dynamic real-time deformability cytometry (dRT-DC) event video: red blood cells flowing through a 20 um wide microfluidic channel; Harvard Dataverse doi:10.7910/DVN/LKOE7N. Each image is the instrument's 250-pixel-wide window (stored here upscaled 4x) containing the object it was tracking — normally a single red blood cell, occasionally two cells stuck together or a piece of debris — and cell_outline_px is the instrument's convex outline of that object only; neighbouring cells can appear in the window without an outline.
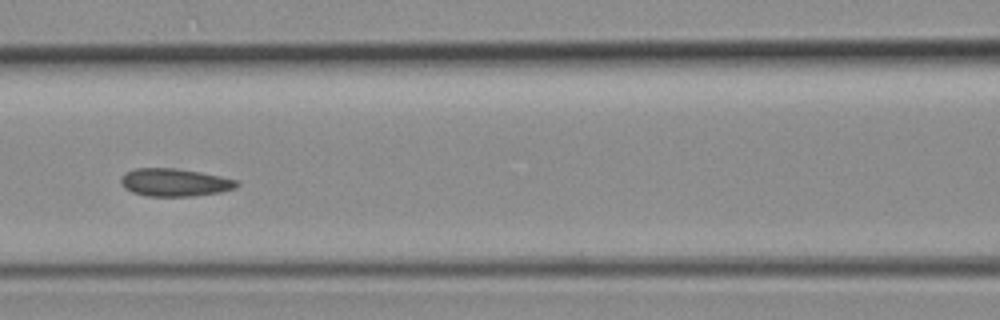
{"species": "common noctule bat (a hibernating species)", "species_latin": "Nyctalus noctula", "temperature_condition": "room temperature", "stored_images_in_passage": 30, "camera_frame_rate_fps": 3000, "um_per_image_px": 0.085, "animal": {"sex": "female", "body_mass_g": 19.3, "forearm_length_mm": 54.1}, "frame": {"image": 1, "passage_image": 13, "time_ms": 4.0, "image_size_px": [1000, 320], "cell_outline_px": [[240, 184], [236, 188], [220, 192], [192, 196], [148, 196], [132, 192], [124, 188], [120, 184], [120, 176], [124, 172], [136, 168], [176, 168], [200, 172], [240, 180]], "centroid_in_image_um": [14.84, 15.5], "position_along_channel_um": 151.8, "area_um2": 19.02}}
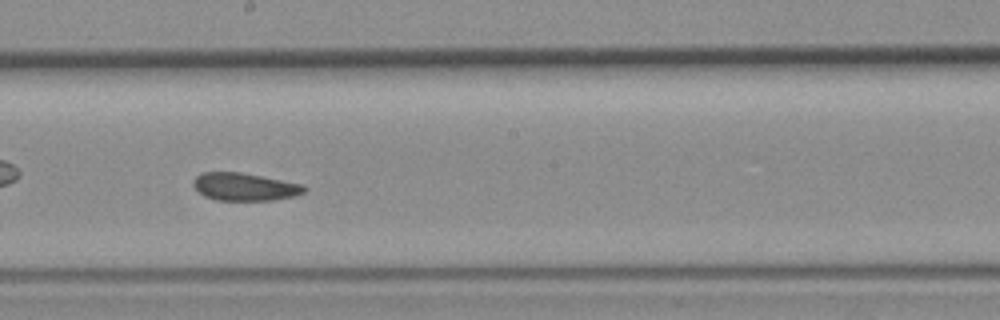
{"frame": {"image": 2, "passage_image": 18, "time_ms": 5.667, "image_size_px": [1000, 320], "cell_outline_px": [[308, 188], [304, 192], [296, 196], [272, 200], [216, 200], [204, 196], [192, 184], [192, 180], [200, 172], [240, 172], [304, 184]], "centroid_in_image_um": [20.81, 15.87], "position_along_channel_um": 227.4, "area_um2": 18.03}}
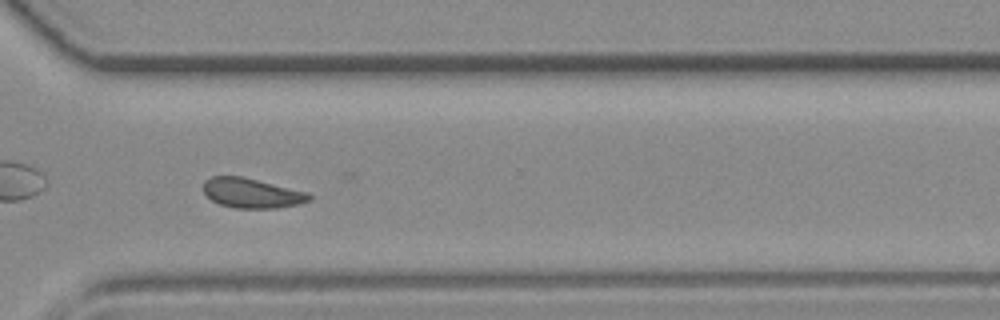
{"frame": {"image": 3, "passage_image": 26, "time_ms": 8.333, "image_size_px": [1000, 320], "cell_outline_px": [[312, 200], [300, 204], [276, 208], [236, 208], [220, 204], [212, 200], [204, 192], [204, 180], [212, 176], [240, 176], [308, 192], [312, 196]], "centroid_in_image_um": [21.43, 16.42], "position_along_channel_um": 349.2, "area_um2": 18.26}}